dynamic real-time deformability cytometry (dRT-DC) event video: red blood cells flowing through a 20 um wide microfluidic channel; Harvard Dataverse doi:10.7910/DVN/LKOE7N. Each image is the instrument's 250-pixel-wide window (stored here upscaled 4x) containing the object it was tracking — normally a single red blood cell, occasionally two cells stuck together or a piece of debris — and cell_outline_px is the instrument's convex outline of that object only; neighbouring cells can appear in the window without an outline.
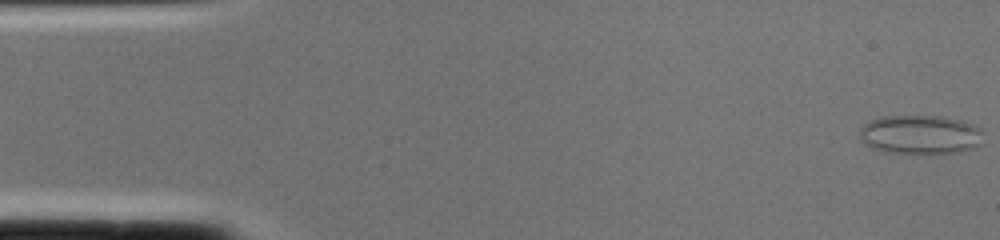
{"species": "common noctule bat (a hibernating species)", "species_latin": "Nyctalus noctula", "temperature_condition": "cold", "stored_images_in_passage": 3, "segment_of_instrument_passage": [1, 2], "camera_frame_rate_fps": 3000, "um_per_image_px": 0.085, "animal": {"sex": "female", "body_mass_g": 22.0, "forearm_length_mm": 56.7}, "frame": {"image": 1, "passage_image": 1, "time_ms": 0.0, "image_size_px": [1000, 240], "cell_outline_px": [[980, 144], [976, 148], [960, 152], [924, 156], [920, 156], [888, 152], [872, 148], [864, 144], [860, 136], [860, 128], [868, 120], [884, 116], [940, 116], [964, 120], [980, 128]], "centroid_in_image_um": [78.22, 11.48], "position_along_channel_um": 6.8, "area_um2": 29.02}}
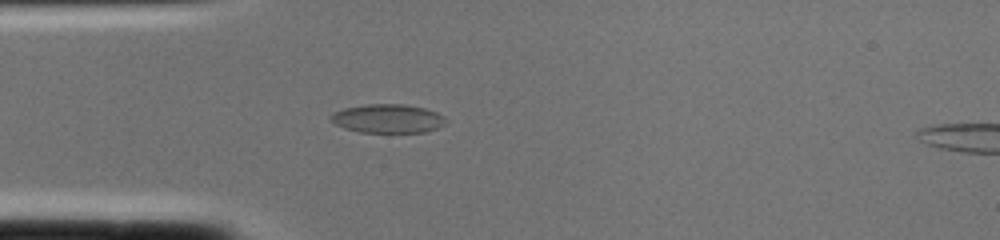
{"frame": {"image": 2, "passage_image": 2, "time_ms": 0.333, "image_size_px": [1000, 240], "cell_outline_px": [[448, 120], [444, 124], [428, 132], [360, 132], [344, 128], [336, 124], [328, 116], [344, 108], [368, 104], [404, 104], [424, 108], [436, 112], [444, 116]], "centroid_in_image_um": [32.99, 10.08], "position_along_channel_um": 52.0, "area_um2": 19.19}}